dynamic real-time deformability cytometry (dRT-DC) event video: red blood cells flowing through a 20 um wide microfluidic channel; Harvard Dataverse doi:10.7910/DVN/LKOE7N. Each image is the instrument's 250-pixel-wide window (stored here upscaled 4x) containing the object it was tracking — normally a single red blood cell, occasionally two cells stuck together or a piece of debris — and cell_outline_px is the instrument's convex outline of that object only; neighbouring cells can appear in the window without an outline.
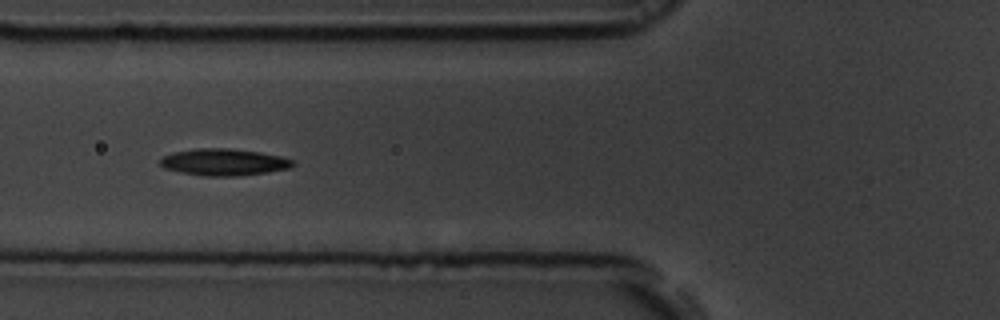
{"species": "common noctule bat (a hibernating species)", "species_latin": "Nyctalus noctula", "temperature_condition": "room temperature", "stored_images_in_passage": 33, "camera_frame_rate_fps": 3000, "um_per_image_px": 0.085, "animal": {"sex": "male", "body_mass_g": 19.5, "forearm_length_mm": 54.6}, "frame": {"image": 1, "passage_image": 6, "time_ms": 1.667, "image_size_px": [1000, 320], "cell_outline_px": [[296, 164], [292, 168], [268, 172], [236, 176], [208, 176], [180, 172], [164, 168], [160, 164], [160, 160], [164, 156], [176, 152], [196, 148], [228, 148], [260, 152], [280, 156], [292, 160]], "centroid_in_image_um": [19.07, 13.78], "position_along_channel_um": 106.7, "area_um2": 20.63}, "authors_computed_cell_mechanics": {"area_um2": 19.7098, "velocity_mm_per_s": 3.7045, "shape_relaxation_time_tau1_ms": 2.6934, "shape_relaxation_time_tau2_ms": 3.3711, "deformation_change_tau1": 0.1327, "deformation_change_tau2": 0.085}}